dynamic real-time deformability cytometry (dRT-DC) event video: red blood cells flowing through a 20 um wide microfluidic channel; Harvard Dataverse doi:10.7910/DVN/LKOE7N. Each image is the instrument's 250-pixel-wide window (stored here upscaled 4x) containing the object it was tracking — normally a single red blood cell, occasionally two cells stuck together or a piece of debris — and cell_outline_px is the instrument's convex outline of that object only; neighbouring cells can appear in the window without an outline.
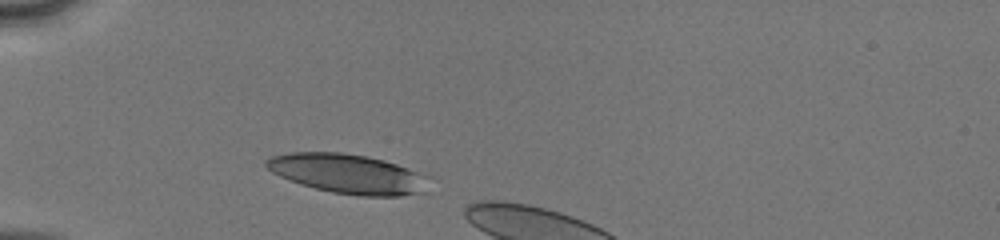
{"species": "human", "species_latin": "Homo sapiens", "temperature_condition": "cold", "stored_images_in_passage": 4, "camera_frame_rate_fps": 3000, "um_per_image_px": 0.085, "donor": {"sex": "male"}, "frame": {"image": 1, "passage_image": 1, "time_ms": 0.0, "image_size_px": [1000, 240], "cell_outline_px": [[432, 176], [424, 192], [400, 196], [356, 196], [332, 192], [300, 184], [280, 176], [272, 172], [264, 164], [264, 160], [272, 156], [288, 152], [340, 152], [368, 156], [384, 160], [428, 172]], "centroid_in_image_um": [29.67, 14.76], "position_along_channel_um": 55.3, "area_um2": 38.21}}